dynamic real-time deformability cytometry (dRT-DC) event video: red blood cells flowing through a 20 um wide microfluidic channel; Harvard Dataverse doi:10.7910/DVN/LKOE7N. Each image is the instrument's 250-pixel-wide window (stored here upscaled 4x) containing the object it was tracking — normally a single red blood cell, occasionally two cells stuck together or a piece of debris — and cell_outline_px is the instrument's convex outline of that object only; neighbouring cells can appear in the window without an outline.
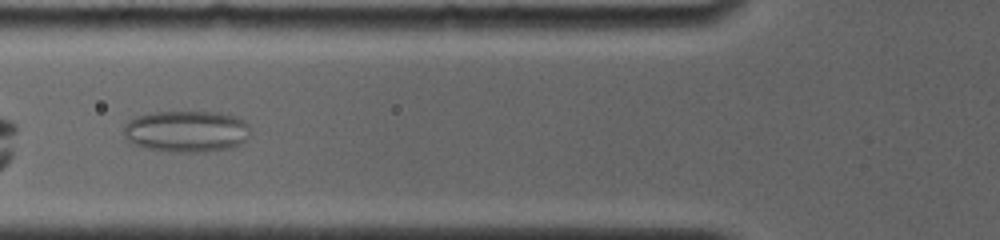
{"species": "common noctule bat (a hibernating species)", "species_latin": "Nyctalus noctula", "temperature_condition": "room temperature", "stored_images_in_passage": 8, "camera_frame_rate_fps": 4000, "um_per_image_px": 0.085, "animal": {"sex": "female", "body_mass_g": 19.0, "forearm_length_mm": 56.7}, "frame": {"image": 1, "passage_image": 2, "time_ms": 1.0, "image_size_px": [1000, 240], "cell_outline_px": [[248, 136], [240, 144], [232, 148], [204, 152], [176, 152], [148, 148], [132, 144], [124, 136], [124, 124], [128, 120], [136, 116], [156, 112], [220, 112], [236, 116], [244, 120], [248, 124]], "centroid_in_image_um": [15.85, 11.16], "position_along_channel_um": 110.0, "area_um2": 30.81}}
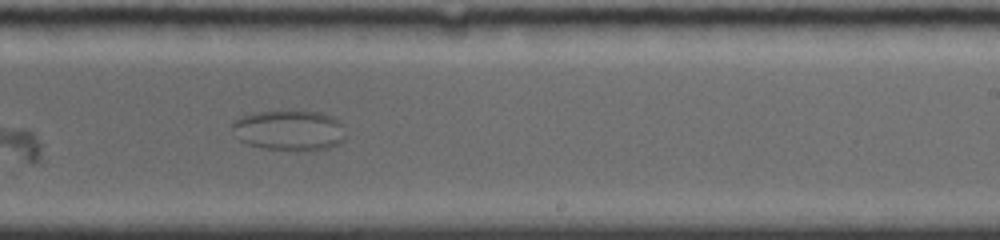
{"frame": {"image": 2, "passage_image": 7, "time_ms": 5.5, "image_size_px": [1000, 240], "cell_outline_px": [[344, 140], [340, 144], [328, 148], [312, 152], [268, 148], [248, 144], [240, 140], [232, 128], [232, 124], [240, 116], [256, 112], [320, 112], [332, 116], [340, 124], [344, 136]], "centroid_in_image_um": [24.61, 11.1], "position_along_channel_um": 264.4, "area_um2": 26.36}}